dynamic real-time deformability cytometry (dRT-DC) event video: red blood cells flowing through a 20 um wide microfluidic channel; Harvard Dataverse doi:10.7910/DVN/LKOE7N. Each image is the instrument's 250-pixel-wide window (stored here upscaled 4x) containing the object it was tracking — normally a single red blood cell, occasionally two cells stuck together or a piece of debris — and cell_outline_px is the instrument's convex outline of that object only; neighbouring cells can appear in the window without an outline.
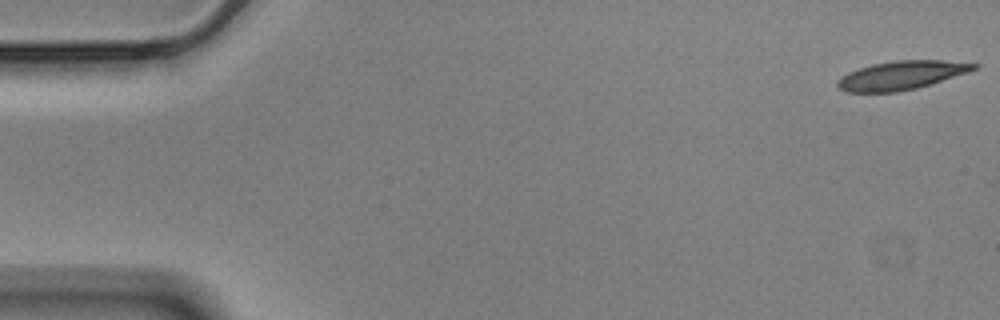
{"species": "Egyptian fruit bat (a non-hibernating species)", "species_latin": "Rousettus aegyptiacus", "temperature_condition": "cold", "stored_images_in_passage": 15, "camera_frame_rate_fps": 3000, "um_per_image_px": 0.085, "animal": {"sex": "male"}, "frame": {"image": 1, "passage_image": 1, "time_ms": 0.0, "image_size_px": [1000, 320], "cell_outline_px": [[980, 68], [968, 72], [916, 88], [896, 92], [844, 92], [836, 84], [848, 72], [872, 64], [896, 60], [944, 60], [980, 64]], "centroid_in_image_um": [76.66, 6.39], "position_along_channel_um": 8.3, "area_um2": 22.54}}
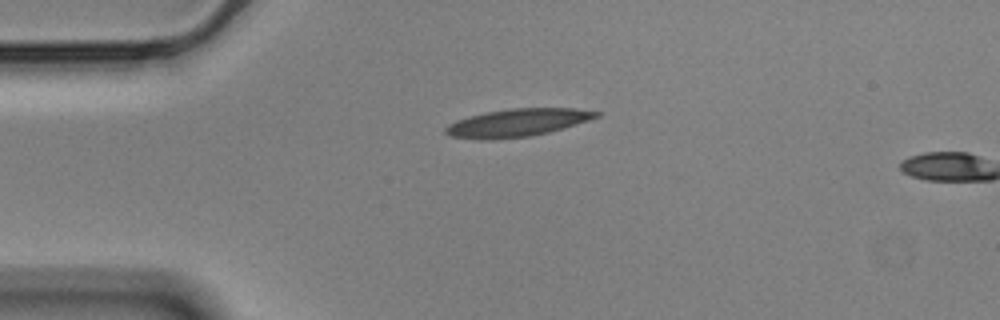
{"frame": {"image": 2, "passage_image": 13, "time_ms": 4.0, "image_size_px": [1000, 320], "cell_outline_px": [[604, 112], [600, 116], [564, 128], [548, 132], [528, 136], [488, 140], [480, 140], [448, 136], [444, 132], [444, 128], [448, 124], [456, 120], [468, 116], [484, 112], [512, 108], [576, 108]], "centroid_in_image_um": [43.95, 10.42], "position_along_channel_um": 41.0, "area_um2": 24.62}}